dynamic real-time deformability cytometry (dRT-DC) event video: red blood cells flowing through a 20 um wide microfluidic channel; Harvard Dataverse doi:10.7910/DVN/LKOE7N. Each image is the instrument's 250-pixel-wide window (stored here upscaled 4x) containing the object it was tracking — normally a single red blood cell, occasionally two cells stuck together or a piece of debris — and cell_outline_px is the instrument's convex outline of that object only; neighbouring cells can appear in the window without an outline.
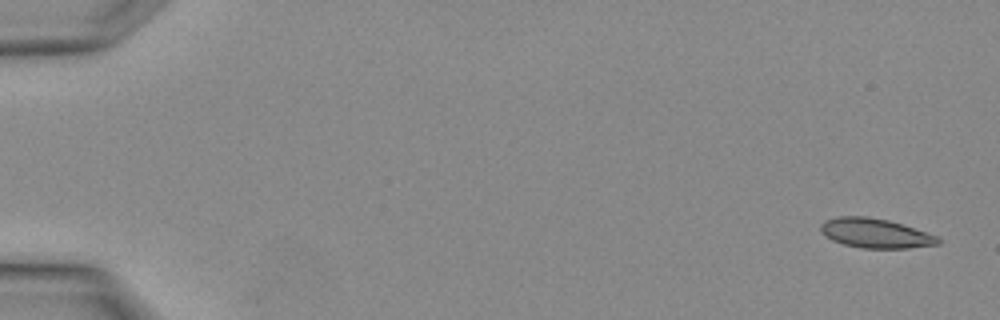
{"species": "Egyptian fruit bat (a non-hibernating species)", "species_latin": "Rousettus aegyptiacus", "temperature_condition": "warm", "stored_images_in_passage": 4, "camera_frame_rate_fps": 3000, "um_per_image_px": 0.085, "animal": {"sex": "female"}, "frame": {"image": 1, "passage_image": 1, "time_ms": 0.0, "image_size_px": [1000, 320], "cell_outline_px": [[940, 244], [908, 248], [860, 248], [844, 244], [832, 240], [820, 228], [820, 224], [824, 220], [840, 216], [864, 216], [888, 220], [940, 236]], "centroid_in_image_um": [74.44, 19.82], "position_along_channel_um": 10.6, "area_um2": 20.06}}
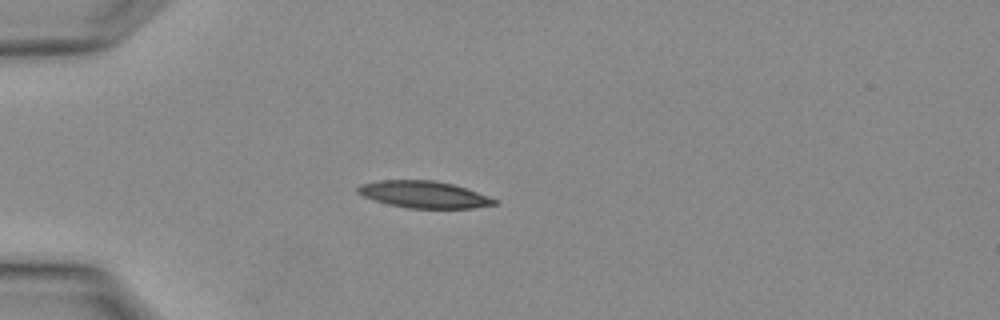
{"frame": {"image": 2, "passage_image": 4, "time_ms": 1.0, "image_size_px": [1000, 320], "cell_outline_px": [[496, 204], [472, 208], [408, 208], [388, 204], [364, 196], [356, 192], [356, 188], [360, 184], [380, 180], [432, 180], [452, 184], [488, 196], [496, 200]], "centroid_in_image_um": [35.98, 16.53], "position_along_channel_um": 49.0, "area_um2": 21.1}}